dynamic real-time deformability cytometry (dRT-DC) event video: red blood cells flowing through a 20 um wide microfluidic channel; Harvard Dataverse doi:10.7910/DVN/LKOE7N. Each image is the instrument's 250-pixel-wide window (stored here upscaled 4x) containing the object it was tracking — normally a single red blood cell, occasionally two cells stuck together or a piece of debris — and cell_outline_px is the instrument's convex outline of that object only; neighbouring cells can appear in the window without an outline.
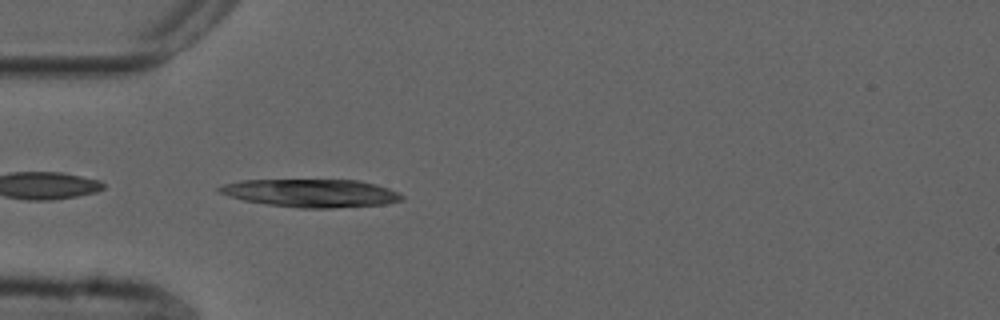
{"species": "common noctule bat (a hibernating species)", "species_latin": "Nyctalus noctula", "temperature_condition": "cold", "stored_images_in_passage": 38, "camera_frame_rate_fps": 3000, "um_per_image_px": 0.085, "animal": {"sex": "male", "forearm_length_mm": 52.5}, "frame": {"image": 1, "passage_image": 1, "time_ms": 0.0, "image_size_px": [1000, 320], "cell_outline_px": [[404, 200], [384, 204], [332, 208], [300, 208], [268, 204], [244, 200], [228, 196], [220, 192], [216, 188], [224, 184], [240, 180], [360, 180], [376, 184], [388, 188], [404, 196]], "centroid_in_image_um": [26.46, 16.41], "position_along_channel_um": 58.5, "area_um2": 29.71}}
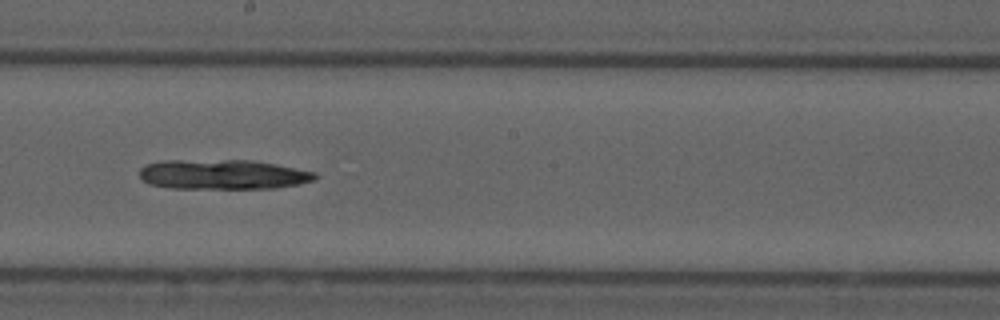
{"frame": {"image": 2, "passage_image": 15, "time_ms": 4.667, "image_size_px": [1000, 320], "cell_outline_px": [[316, 180], [276, 188], [172, 188], [148, 184], [140, 176], [140, 168], [148, 164], [164, 160], [252, 160], [276, 164], [316, 172]], "centroid_in_image_um": [18.95, 14.82], "position_along_channel_um": 229.3, "area_um2": 30.4}}
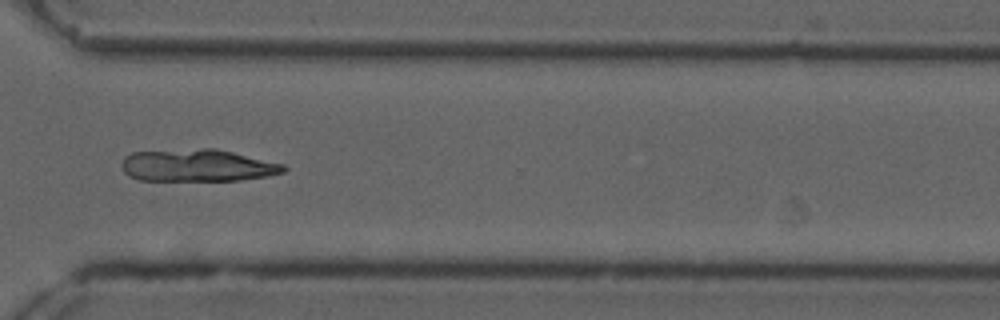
{"frame": {"image": 3, "passage_image": 25, "time_ms": 8.0, "image_size_px": [1000, 320], "cell_outline_px": [[288, 168], [284, 172], [268, 176], [240, 180], [140, 180], [128, 176], [124, 172], [120, 164], [124, 156], [132, 152], [204, 148], [216, 148], [284, 164]], "centroid_in_image_um": [16.77, 14.06], "position_along_channel_um": 353.8, "area_um2": 30.58}}